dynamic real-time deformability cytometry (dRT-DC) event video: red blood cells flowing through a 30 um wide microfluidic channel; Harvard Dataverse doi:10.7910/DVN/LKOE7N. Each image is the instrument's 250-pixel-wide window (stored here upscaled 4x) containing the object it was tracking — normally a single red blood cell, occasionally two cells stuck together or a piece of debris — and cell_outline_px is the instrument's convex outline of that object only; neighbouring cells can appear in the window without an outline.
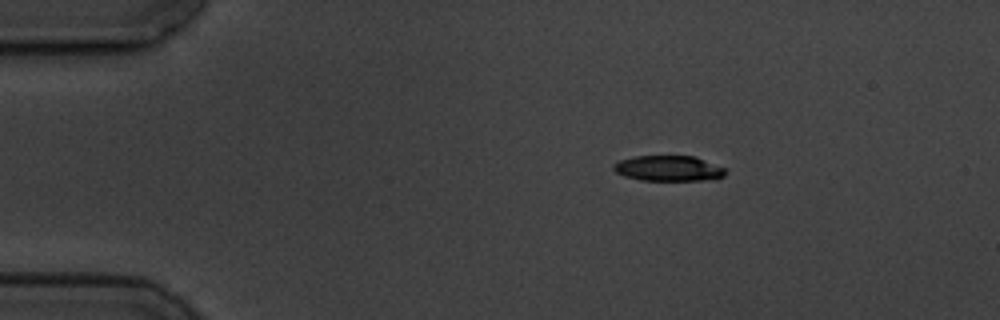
{"species": "common noctule bat (a hibernating species)", "species_latin": "Nyctalus noctula", "temperature_condition": "cold", "stored_images_in_passage": 4, "camera_frame_rate_fps": 3000, "um_per_image_px": 0.085, "animal": {"sex": "male", "body_mass_g": 19.5, "forearm_length_mm": 54.6}, "frame": {"image": 1, "passage_image": 2, "time_ms": 1.333, "image_size_px": [1000, 320], "cell_outline_px": [[728, 172], [724, 176], [716, 180], [640, 180], [624, 176], [616, 172], [612, 168], [612, 164], [620, 160], [636, 156], [696, 156], [724, 168]], "centroid_in_image_um": [56.85, 14.32], "position_along_channel_um": 28.2, "area_um2": 16.76}}